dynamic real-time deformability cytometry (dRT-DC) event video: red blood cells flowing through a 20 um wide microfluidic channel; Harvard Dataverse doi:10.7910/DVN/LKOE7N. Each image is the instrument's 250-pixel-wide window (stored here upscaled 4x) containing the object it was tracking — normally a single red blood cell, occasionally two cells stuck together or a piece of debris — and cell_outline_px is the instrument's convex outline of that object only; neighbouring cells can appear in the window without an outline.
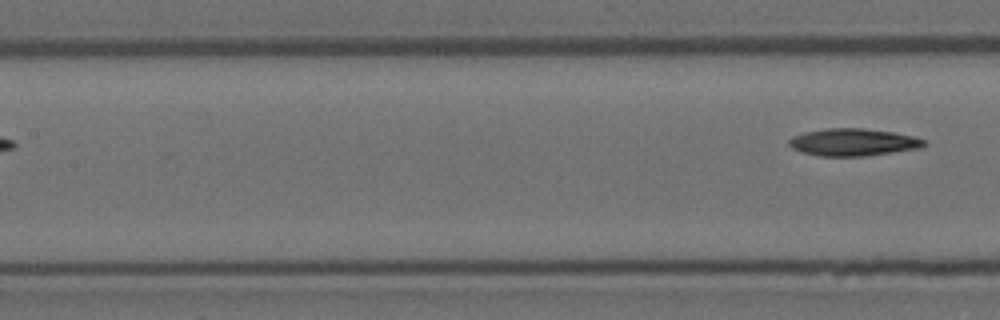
{"species": "Egyptian fruit bat (a non-hibernating species)", "species_latin": "Rousettus aegyptiacus", "temperature_condition": "room temperature", "stored_images_in_passage": 7, "segment_of_instrument_passage": [2, 2], "camera_frame_rate_fps": 3000, "um_per_image_px": 0.085, "animal": {"sex": "female"}, "frame": {"image": 1, "passage_image": 7, "time_ms": 2.0, "image_size_px": [1000, 320], "cell_outline_px": [[928, 144], [920, 148], [864, 156], [820, 156], [800, 152], [792, 148], [788, 144], [788, 140], [792, 136], [804, 132], [828, 128], [864, 128], [892, 132], [912, 136], [928, 140]], "centroid_in_image_um": [72.51, 12.09], "position_along_channel_um": 134.9, "area_um2": 21.62}}